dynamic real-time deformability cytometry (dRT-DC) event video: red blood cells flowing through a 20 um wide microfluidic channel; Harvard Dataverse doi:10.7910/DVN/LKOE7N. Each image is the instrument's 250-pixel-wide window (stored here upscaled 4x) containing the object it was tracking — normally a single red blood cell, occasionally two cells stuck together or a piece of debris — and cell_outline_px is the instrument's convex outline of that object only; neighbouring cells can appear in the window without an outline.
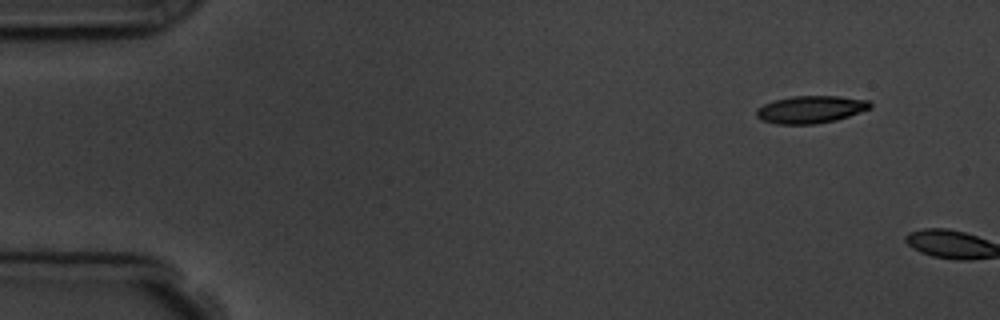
{"species": "common noctule bat (a hibernating species)", "species_latin": "Nyctalus noctula", "temperature_condition": "room temperature", "stored_images_in_passage": 4, "segment_of_instrument_passage": [2, 2], "camera_frame_rate_fps": 3000, "um_per_image_px": 0.085, "animal": {"sex": "male", "body_mass_g": 19.5, "forearm_length_mm": 54.6}, "frame": {"image": 1, "passage_image": 4, "time_ms": 3.333, "image_size_px": [1000, 320], "cell_outline_px": [[872, 108], [836, 120], [816, 124], [776, 124], [764, 120], [756, 116], [756, 108], [772, 100], [792, 96], [840, 96], [868, 100], [872, 104]], "centroid_in_image_um": [68.91, 9.29], "position_along_channel_um": 16.1, "area_um2": 18.26}}